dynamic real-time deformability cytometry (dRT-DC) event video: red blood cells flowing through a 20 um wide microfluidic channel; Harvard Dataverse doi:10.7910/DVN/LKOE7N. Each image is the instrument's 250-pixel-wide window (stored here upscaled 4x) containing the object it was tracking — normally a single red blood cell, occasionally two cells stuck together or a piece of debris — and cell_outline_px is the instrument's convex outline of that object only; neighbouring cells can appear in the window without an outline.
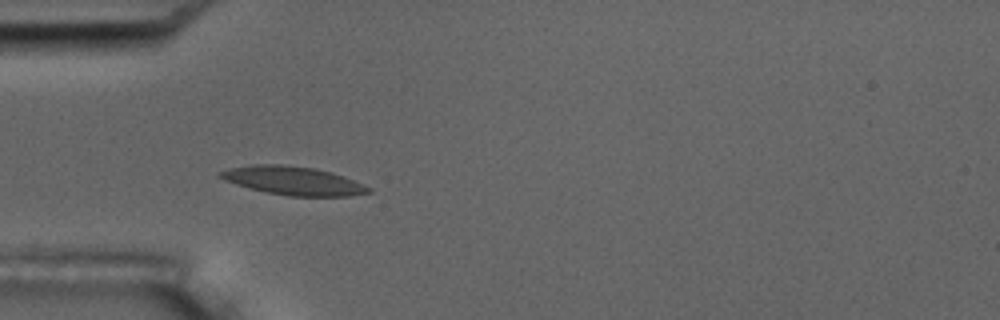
{"species": "common noctule bat (a hibernating species)", "species_latin": "Nyctalus noctula", "temperature_condition": "room temperature", "stored_images_in_passage": 5, "camera_frame_rate_fps": 3000, "um_per_image_px": 0.085, "animal": {"sex": "male", "body_mass_g": 17.5, "forearm_length_mm": 52.3}, "frame": {"image": 1, "passage_image": 4, "time_ms": 3.333, "image_size_px": [1000, 320], "cell_outline_px": [[372, 192], [348, 196], [288, 196], [268, 192], [236, 184], [224, 180], [216, 176], [216, 172], [228, 168], [252, 164], [280, 164], [316, 168], [344, 176], [372, 188]], "centroid_in_image_um": [24.89, 15.35], "position_along_channel_um": 60.1, "area_um2": 24.68}}